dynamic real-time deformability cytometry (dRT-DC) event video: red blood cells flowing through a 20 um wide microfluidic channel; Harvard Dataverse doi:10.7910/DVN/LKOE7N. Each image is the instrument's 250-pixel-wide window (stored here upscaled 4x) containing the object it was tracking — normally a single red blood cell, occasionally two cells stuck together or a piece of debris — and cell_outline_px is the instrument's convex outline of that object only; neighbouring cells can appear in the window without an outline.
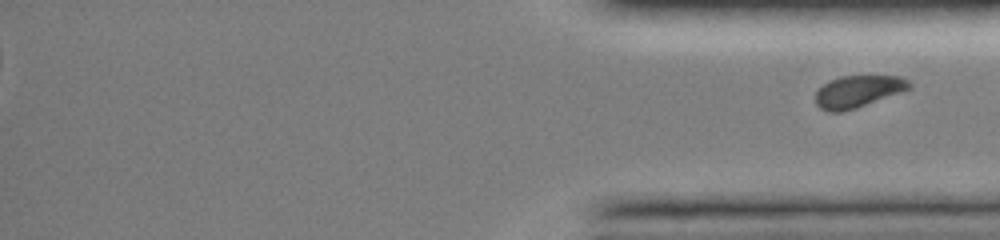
{"species": "common noctule bat (a hibernating species)", "species_latin": "Nyctalus noctula", "temperature_condition": "room temperature", "stored_images_in_passage": 43, "segment_of_instrument_passage": [2, 2], "camera_frame_rate_fps": 3000, "um_per_image_px": 0.085, "animal": {"sex": "female", "body_mass_g": 19.0, "forearm_length_mm": 51.5}, "frame": {"image": 1, "passage_image": 43, "time_ms": 16.0, "image_size_px": [1000, 240], "cell_outline_px": [[912, 88], [856, 108], [844, 112], [828, 112], [820, 108], [816, 104], [816, 92], [828, 80], [840, 76], [900, 76], [908, 80], [912, 84]], "centroid_in_image_um": [72.93, 7.77], "position_along_channel_um": 362.3, "area_um2": 17.51}}